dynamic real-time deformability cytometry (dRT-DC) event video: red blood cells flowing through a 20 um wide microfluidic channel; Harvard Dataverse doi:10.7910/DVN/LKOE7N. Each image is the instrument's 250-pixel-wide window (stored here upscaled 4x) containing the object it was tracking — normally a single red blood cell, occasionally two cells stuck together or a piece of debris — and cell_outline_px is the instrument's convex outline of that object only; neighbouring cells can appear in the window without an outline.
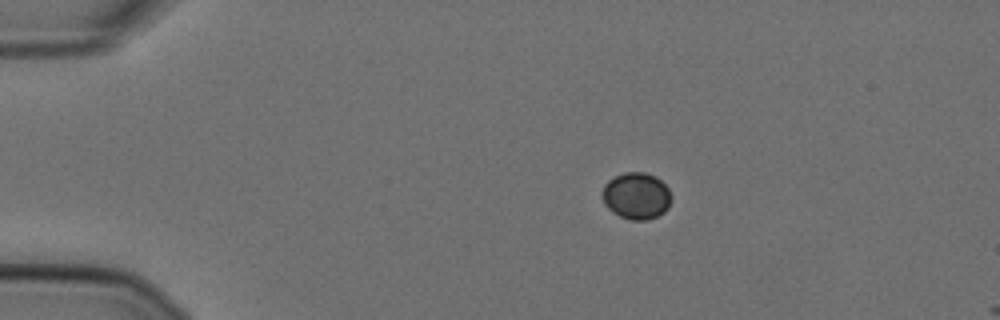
{"species": "Egyptian fruit bat (a non-hibernating species)", "species_latin": "Rousettus aegyptiacus", "temperature_condition": "cold", "stored_images_in_passage": 17, "camera_frame_rate_fps": 3000, "um_per_image_px": 0.085, "animal": {"sex": "female"}, "frame": {"image": 1, "passage_image": 12, "time_ms": 3.667, "image_size_px": [1000, 320], "cell_outline_px": [[672, 196], [668, 208], [664, 212], [648, 220], [632, 220], [620, 216], [612, 212], [604, 204], [600, 196], [600, 192], [604, 184], [608, 180], [624, 172], [644, 172], [656, 176], [668, 188]], "centroid_in_image_um": [54.06, 16.64], "position_along_channel_um": 30.9, "area_um2": 19.07}}